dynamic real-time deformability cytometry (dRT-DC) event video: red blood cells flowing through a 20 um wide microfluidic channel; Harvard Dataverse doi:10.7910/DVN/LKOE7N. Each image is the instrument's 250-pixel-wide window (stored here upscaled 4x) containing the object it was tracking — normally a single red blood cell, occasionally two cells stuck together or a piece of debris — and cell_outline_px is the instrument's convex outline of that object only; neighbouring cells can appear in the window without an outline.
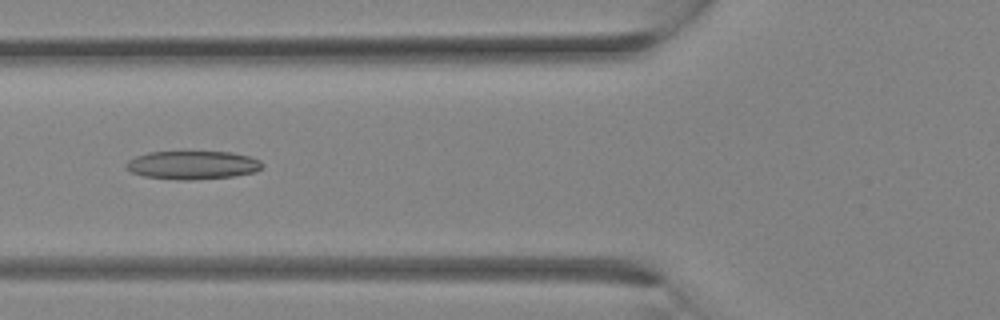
{"species": "Egyptian fruit bat (a non-hibernating species)", "species_latin": "Rousettus aegyptiacus", "temperature_condition": "room temperature", "stored_images_in_passage": 31, "camera_frame_rate_fps": 3000, "um_per_image_px": 0.085, "animal": {"sex": "female"}, "frame": {"image": 1, "passage_image": 11, "time_ms": 3.333, "image_size_px": [1000, 320], "cell_outline_px": [[264, 164], [256, 172], [232, 176], [188, 180], [180, 180], [144, 176], [132, 172], [124, 168], [124, 164], [128, 160], [136, 156], [148, 152], [232, 152], [248, 156], [260, 160]], "centroid_in_image_um": [16.34, 14.03], "position_along_channel_um": 109.5, "area_um2": 22.48}}
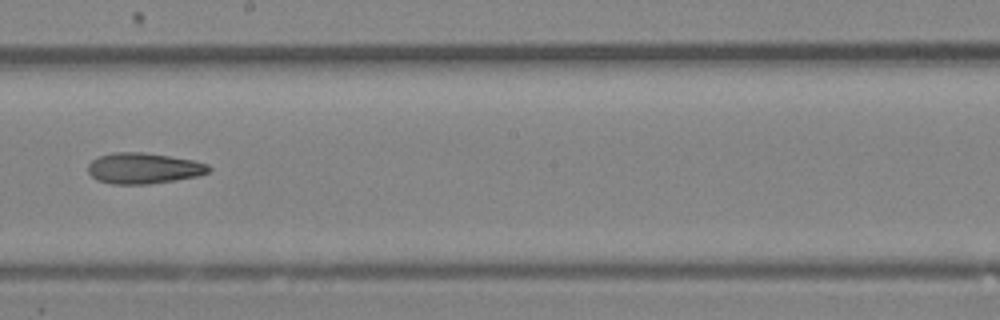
{"frame": {"image": 2, "passage_image": 17, "time_ms": 5.333, "image_size_px": [1000, 320], "cell_outline_px": [[212, 168], [208, 172], [196, 176], [176, 180], [148, 184], [112, 184], [96, 180], [88, 172], [88, 164], [92, 160], [100, 156], [112, 152], [144, 152], [192, 160], [208, 164]], "centroid_in_image_um": [12.18, 14.3], "position_along_channel_um": 236.0, "area_um2": 21.68}}
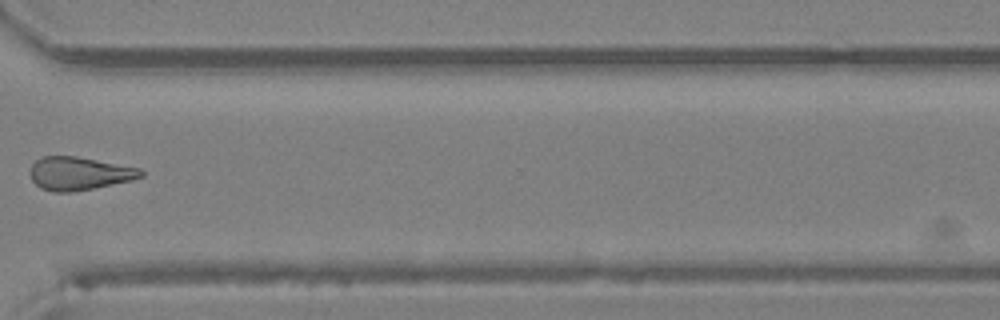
{"frame": {"image": 3, "passage_image": 23, "time_ms": 7.333, "image_size_px": [1000, 320], "cell_outline_px": [[144, 176], [132, 180], [72, 192], [52, 192], [40, 188], [32, 180], [28, 172], [32, 164], [36, 160], [44, 156], [76, 156], [140, 168], [144, 172]], "centroid_in_image_um": [6.7, 14.74], "position_along_channel_um": 363.9, "area_um2": 21.44}}